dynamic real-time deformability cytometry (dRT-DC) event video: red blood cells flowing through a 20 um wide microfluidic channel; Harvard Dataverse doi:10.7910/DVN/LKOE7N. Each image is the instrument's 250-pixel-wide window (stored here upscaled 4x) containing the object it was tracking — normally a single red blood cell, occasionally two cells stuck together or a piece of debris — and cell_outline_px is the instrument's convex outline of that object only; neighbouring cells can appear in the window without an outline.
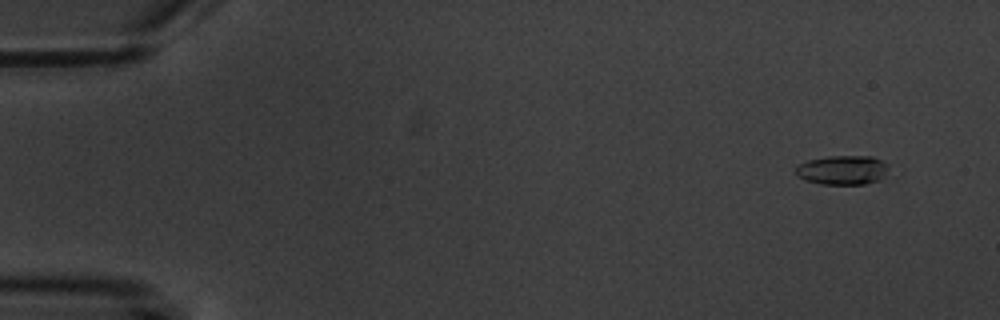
{"species": "common noctule bat (a hibernating species)", "species_latin": "Nyctalus noctula", "temperature_condition": "warm", "stored_images_in_passage": 6, "camera_frame_rate_fps": 3000, "um_per_image_px": 0.085, "animal": {"sex": "male", "body_mass_g": 20.1, "forearm_length_mm": 53.5}, "frame": {"image": 1, "passage_image": 2, "time_ms": 1.0, "image_size_px": [1000, 320], "cell_outline_px": [[888, 168], [880, 180], [864, 184], [820, 184], [804, 180], [796, 176], [796, 164], [808, 160], [828, 156], [872, 156], [888, 164]], "centroid_in_image_um": [71.57, 14.45], "position_along_channel_um": 13.4, "area_um2": 15.95}}
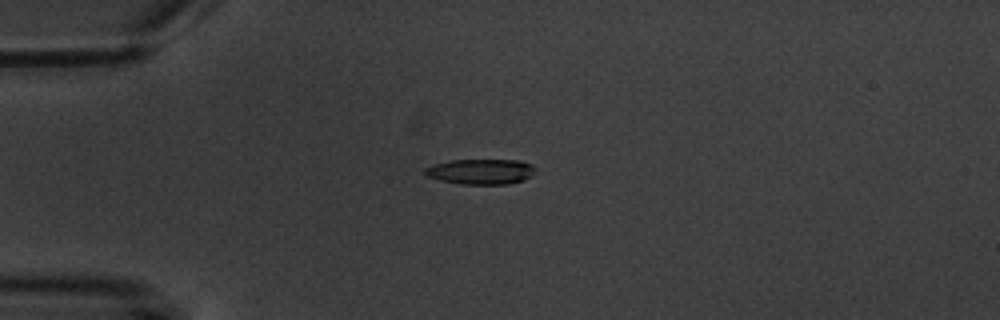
{"frame": {"image": 2, "passage_image": 5, "time_ms": 4.667, "image_size_px": [1000, 320], "cell_outline_px": [[536, 168], [532, 176], [524, 180], [508, 184], [460, 184], [440, 180], [428, 176], [424, 172], [424, 168], [436, 164], [452, 160], [520, 160], [532, 164]], "centroid_in_image_um": [40.92, 14.58], "position_along_channel_um": 44.1, "area_um2": 16.3}}